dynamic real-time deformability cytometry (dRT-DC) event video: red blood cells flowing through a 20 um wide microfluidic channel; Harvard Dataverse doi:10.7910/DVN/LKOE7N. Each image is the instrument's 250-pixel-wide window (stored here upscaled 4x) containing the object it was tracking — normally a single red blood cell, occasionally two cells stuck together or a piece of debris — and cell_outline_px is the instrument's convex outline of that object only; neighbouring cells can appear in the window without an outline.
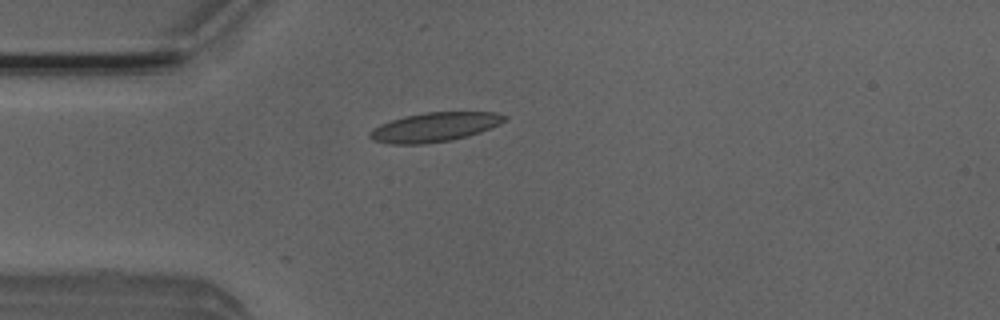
{"species": "Egyptian fruit bat (a non-hibernating species)", "species_latin": "Rousettus aegyptiacus", "temperature_condition": "room temperature", "stored_images_in_passage": 17, "camera_frame_rate_fps": 3000, "um_per_image_px": 0.085, "animal": {"sex": "male"}, "frame": {"image": 1, "passage_image": 1, "time_ms": 0.0, "image_size_px": [1000, 320], "cell_outline_px": [[508, 120], [492, 128], [468, 136], [452, 140], [424, 144], [388, 144], [372, 140], [368, 136], [368, 132], [372, 128], [380, 124], [404, 116], [424, 112], [496, 112], [508, 116]], "centroid_in_image_um": [36.95, 10.8], "position_along_channel_um": 48.1, "area_um2": 23.29}}
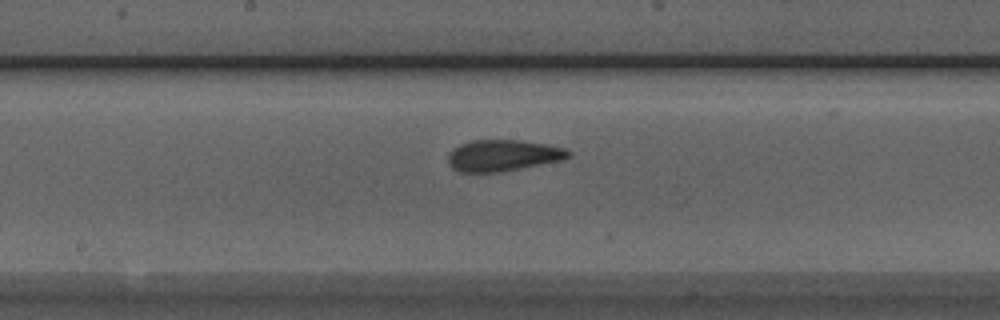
{"frame": {"image": 2, "passage_image": 14, "time_ms": 4.333, "image_size_px": [1000, 320], "cell_outline_px": [[572, 156], [564, 160], [500, 172], [460, 172], [452, 168], [448, 164], [448, 152], [452, 148], [460, 144], [472, 140], [520, 140], [548, 144], [564, 148], [572, 152]], "centroid_in_image_um": [42.76, 13.21], "position_along_channel_um": 205.4, "area_um2": 22.31}}